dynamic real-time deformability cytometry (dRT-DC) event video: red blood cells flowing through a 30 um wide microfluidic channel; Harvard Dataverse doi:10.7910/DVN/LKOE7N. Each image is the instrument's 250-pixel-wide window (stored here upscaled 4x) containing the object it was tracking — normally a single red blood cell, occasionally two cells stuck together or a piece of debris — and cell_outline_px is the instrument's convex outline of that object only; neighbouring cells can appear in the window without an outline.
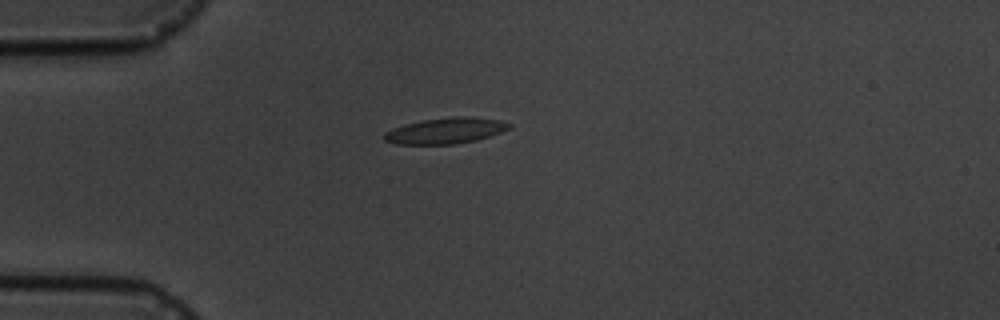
{"species": "common noctule bat (a hibernating species)", "species_latin": "Nyctalus noctula", "temperature_condition": "cold", "stored_images_in_passage": 6, "camera_frame_rate_fps": 3000, "um_per_image_px": 0.085, "animal": {"sex": "male", "body_mass_g": 19.5, "forearm_length_mm": 54.6}, "frame": {"image": 1, "passage_image": 1, "time_ms": 0.0, "image_size_px": [1000, 320], "cell_outline_px": [[512, 128], [476, 140], [456, 144], [396, 144], [384, 140], [384, 132], [392, 128], [404, 124], [424, 120], [456, 116], [464, 116], [500, 120], [512, 124]], "centroid_in_image_um": [37.87, 11.11], "position_along_channel_um": 47.1, "area_um2": 18.79}}
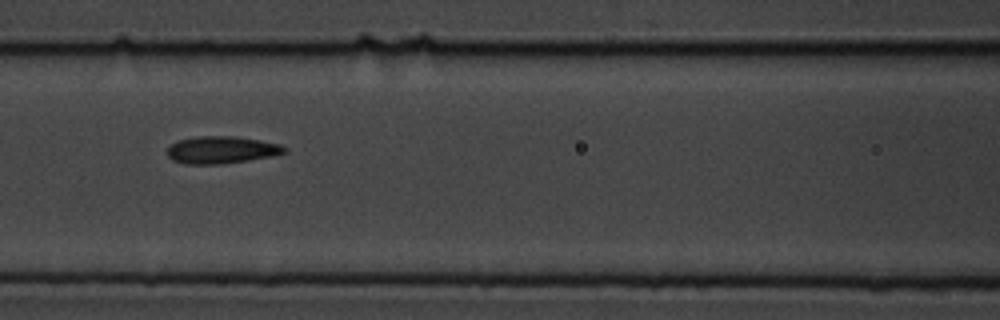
{"frame": {"image": 2, "passage_image": 4, "time_ms": 3.333, "image_size_px": [1000, 320], "cell_outline_px": [[288, 152], [272, 156], [248, 160], [220, 164], [184, 164], [172, 160], [168, 156], [168, 148], [172, 144], [180, 140], [200, 136], [236, 136], [260, 140], [280, 144], [288, 148]], "centroid_in_image_um": [18.87, 12.74], "position_along_channel_um": 147.7, "area_um2": 18.61}}
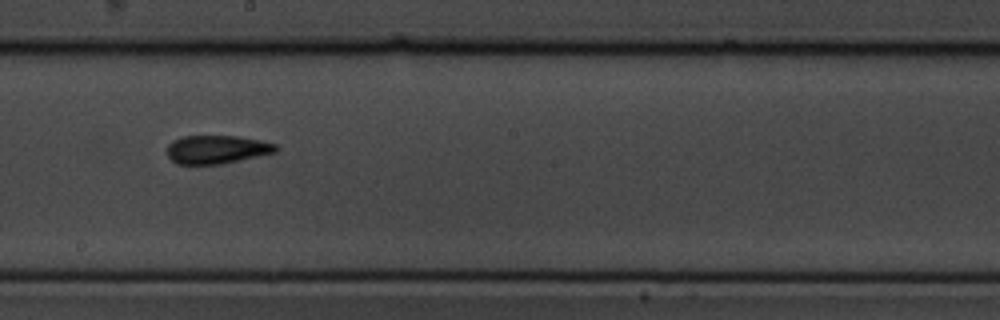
{"frame": {"image": 3, "passage_image": 6, "time_ms": 5.667, "image_size_px": [1000, 320], "cell_outline_px": [[280, 148], [276, 152], [220, 164], [176, 164], [168, 156], [168, 144], [172, 140], [180, 136], [236, 136], [260, 140], [276, 144]], "centroid_in_image_um": [18.42, 12.69], "position_along_channel_um": 229.8, "area_um2": 17.98}}